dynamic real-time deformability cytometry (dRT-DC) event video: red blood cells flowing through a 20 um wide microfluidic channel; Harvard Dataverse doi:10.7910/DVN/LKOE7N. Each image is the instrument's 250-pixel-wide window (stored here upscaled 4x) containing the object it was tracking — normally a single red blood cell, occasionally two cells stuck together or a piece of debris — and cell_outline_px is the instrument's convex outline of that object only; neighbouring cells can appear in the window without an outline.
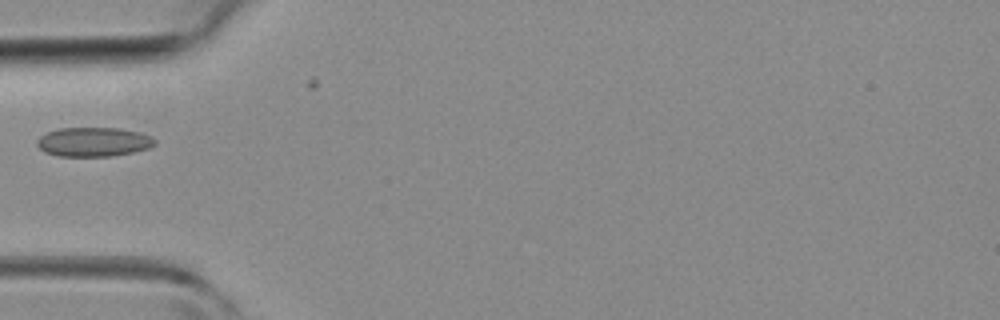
{"species": "common noctule bat (a hibernating species)", "species_latin": "Nyctalus noctula", "temperature_condition": "room temperature", "stored_images_in_passage": 22, "camera_frame_rate_fps": 3000, "um_per_image_px": 0.085, "animal": {"sex": "female", "body_mass_g": 19.3, "forearm_length_mm": 54.1}, "frame": {"image": 1, "passage_image": 1, "time_ms": 0.0, "image_size_px": [1000, 320], "cell_outline_px": [[156, 144], [148, 148], [132, 152], [112, 156], [56, 156], [44, 152], [36, 144], [36, 140], [40, 136], [48, 132], [60, 128], [120, 128], [140, 132], [152, 136], [156, 140]], "centroid_in_image_um": [7.95, 12.06], "position_along_channel_um": 77.0, "area_um2": 20.17}}
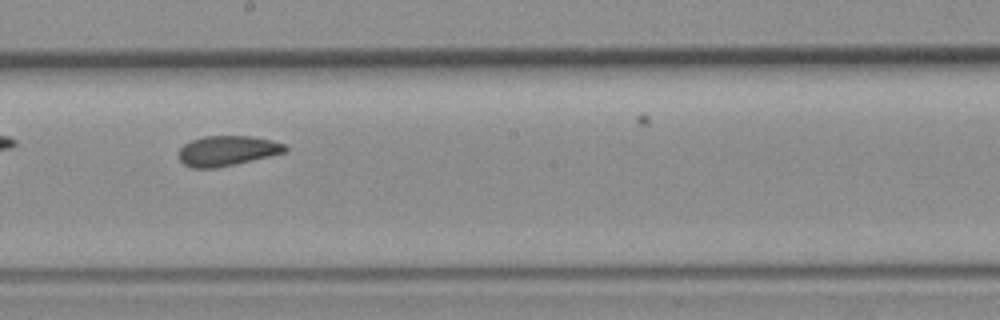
{"frame": {"image": 2, "passage_image": 11, "time_ms": 3.333, "image_size_px": [1000, 320], "cell_outline_px": [[288, 152], [216, 168], [192, 168], [184, 164], [180, 160], [180, 148], [184, 144], [192, 140], [204, 136], [248, 136], [272, 140], [284, 144], [288, 148]], "centroid_in_image_um": [19.33, 12.81], "position_along_channel_um": 228.9, "area_um2": 18.55}}
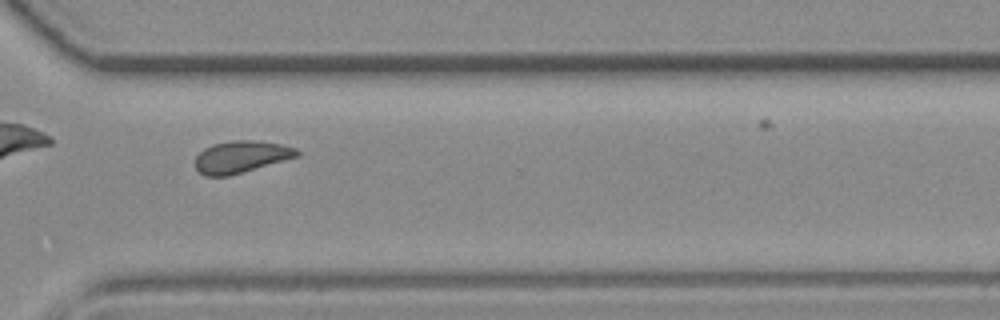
{"frame": {"image": 3, "passage_image": 19, "time_ms": 6.0, "image_size_px": [1000, 320], "cell_outline_px": [[300, 156], [228, 176], [204, 176], [196, 168], [196, 156], [204, 148], [212, 144], [232, 140], [256, 140], [280, 144], [296, 148], [300, 152]], "centroid_in_image_um": [20.5, 13.32], "position_along_channel_um": 350.1, "area_um2": 18.96}}